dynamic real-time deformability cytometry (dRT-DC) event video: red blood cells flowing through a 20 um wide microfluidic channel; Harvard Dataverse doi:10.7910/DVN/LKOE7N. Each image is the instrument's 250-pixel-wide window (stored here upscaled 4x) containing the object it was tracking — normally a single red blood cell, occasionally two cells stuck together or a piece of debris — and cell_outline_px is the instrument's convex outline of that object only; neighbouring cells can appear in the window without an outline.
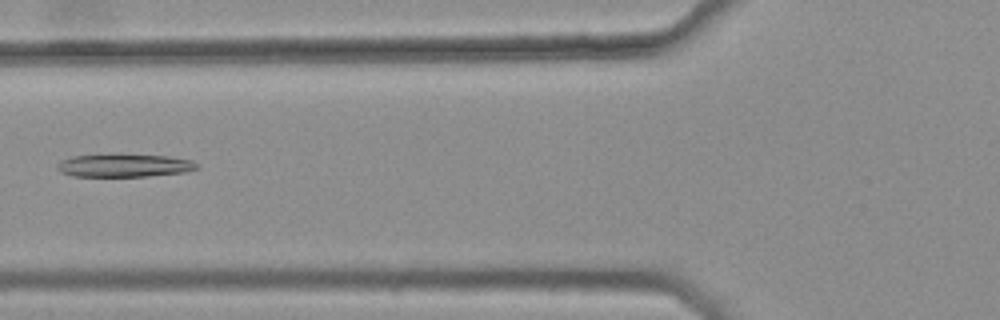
{"species": "common noctule bat (a hibernating species)", "species_latin": "Nyctalus noctula", "temperature_condition": "warm", "stored_images_in_passage": 7, "camera_frame_rate_fps": 3000, "um_per_image_px": 0.085, "animal": {"sex": "female", "body_mass_g": 25.1}, "frame": {"image": 1, "passage_image": 6, "time_ms": 1.667, "image_size_px": [1000, 320], "cell_outline_px": [[196, 168], [184, 172], [148, 176], [72, 176], [60, 172], [56, 168], [60, 160], [72, 156], [168, 156], [192, 160], [196, 164]], "centroid_in_image_um": [10.52, 14.09], "position_along_channel_um": 115.3, "area_um2": 17.92}}
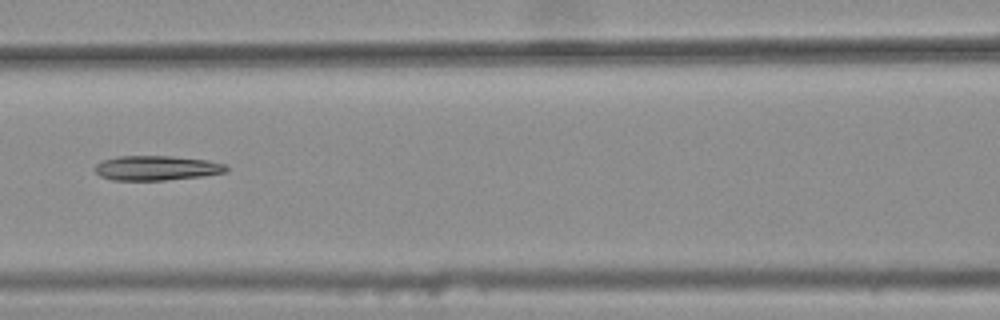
{"frame": {"image": 2, "passage_image": 7, "time_ms": 2.0, "image_size_px": [1000, 320], "cell_outline_px": [[228, 172], [204, 176], [164, 180], [112, 180], [100, 176], [92, 168], [100, 160], [116, 156], [172, 156], [208, 160], [224, 164], [228, 168]], "centroid_in_image_um": [13.28, 14.28], "position_along_channel_um": 153.3, "area_um2": 19.13}}